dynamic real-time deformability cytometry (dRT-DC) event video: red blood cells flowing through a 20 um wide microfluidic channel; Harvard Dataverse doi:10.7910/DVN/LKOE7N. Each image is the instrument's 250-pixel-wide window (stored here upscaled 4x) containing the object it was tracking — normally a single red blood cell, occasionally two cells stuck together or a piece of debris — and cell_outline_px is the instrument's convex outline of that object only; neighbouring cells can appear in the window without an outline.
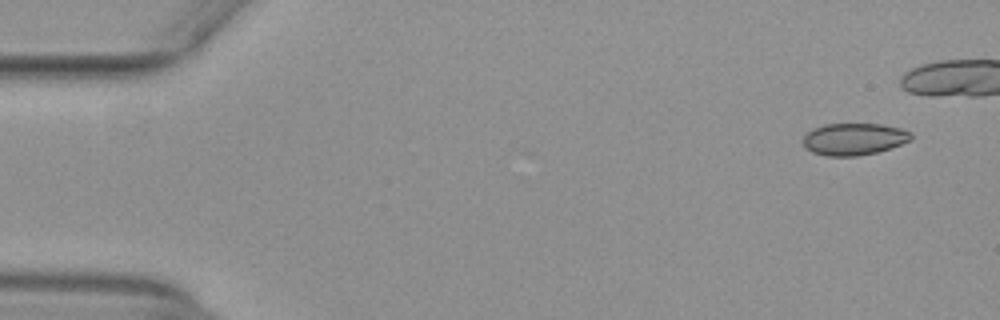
{"species": "common noctule bat (a hibernating species)", "species_latin": "Nyctalus noctula", "temperature_condition": "warm", "stored_images_in_passage": 40, "camera_frame_rate_fps": 3000, "um_per_image_px": 0.085, "animal": {"sex": "female", "body_mass_g": 29.2, "forearm_length_mm": 56.3}, "frame": {"image": 1, "passage_image": 1, "time_ms": 0.0, "image_size_px": [1000, 320], "cell_outline_px": [[912, 140], [892, 148], [876, 152], [856, 156], [828, 156], [812, 152], [804, 148], [804, 136], [812, 128], [824, 124], [880, 124], [900, 128], [912, 132]], "centroid_in_image_um": [72.6, 11.82], "position_along_channel_um": 12.4, "area_um2": 20.23}}
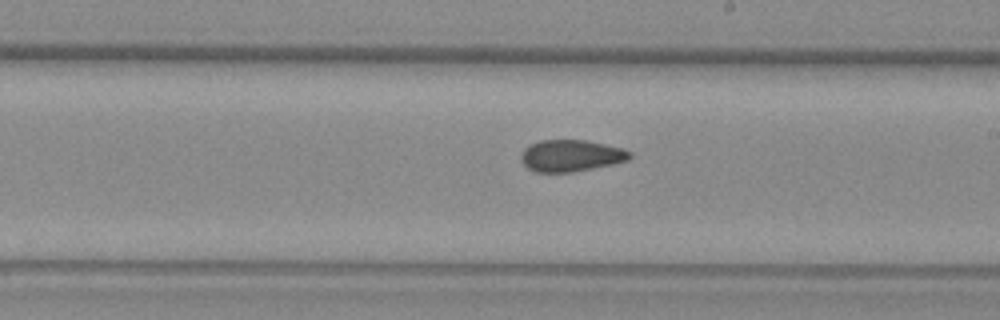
{"frame": {"image": 2, "passage_image": 28, "time_ms": 9.0, "image_size_px": [1000, 320], "cell_outline_px": [[632, 156], [628, 160], [612, 164], [572, 172], [536, 172], [528, 168], [520, 160], [520, 156], [524, 148], [528, 144], [540, 140], [584, 140], [624, 148], [632, 152]], "centroid_in_image_um": [48.52, 13.22], "position_along_channel_um": 240.5, "area_um2": 20.17}}
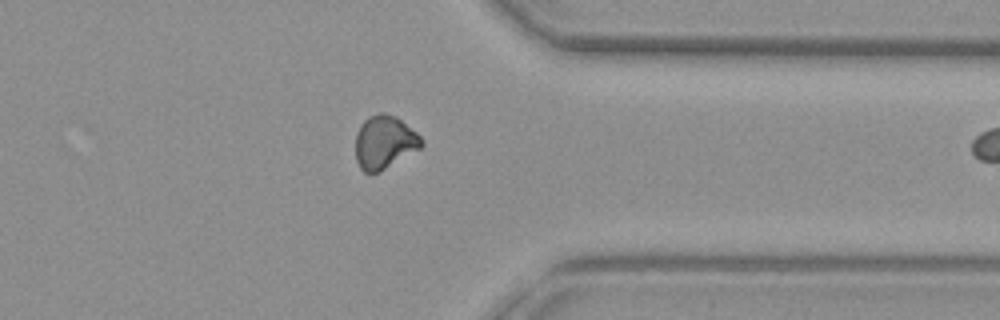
{"frame": {"image": 3, "passage_image": 39, "time_ms": 12.667, "image_size_px": [1000, 320], "cell_outline_px": [[424, 144], [420, 148], [380, 172], [372, 176], [368, 176], [360, 168], [356, 160], [356, 132], [360, 124], [368, 116], [376, 112], [384, 112], [396, 116], [416, 132], [424, 140]], "centroid_in_image_um": [32.65, 12.1], "position_along_channel_um": 378.7, "area_um2": 20.92}}